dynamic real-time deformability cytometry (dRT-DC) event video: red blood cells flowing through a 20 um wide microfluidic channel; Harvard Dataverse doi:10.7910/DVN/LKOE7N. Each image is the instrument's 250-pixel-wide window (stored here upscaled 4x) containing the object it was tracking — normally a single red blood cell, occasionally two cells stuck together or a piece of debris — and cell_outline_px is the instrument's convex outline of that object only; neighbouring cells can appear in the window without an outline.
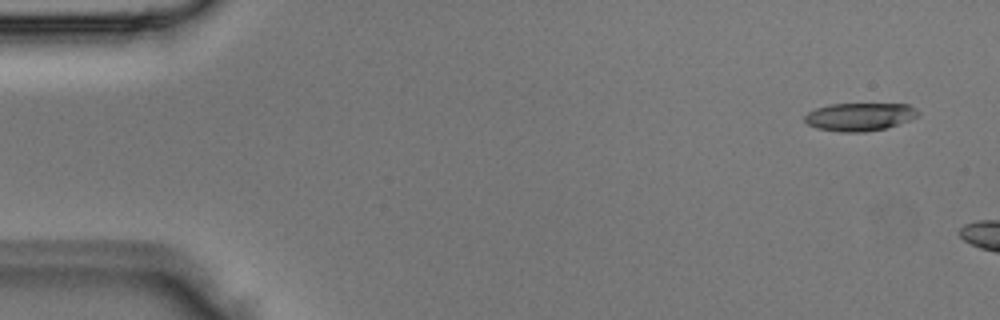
{"species": "Egyptian fruit bat (a non-hibernating species)", "species_latin": "Rousettus aegyptiacus", "temperature_condition": "room temperature", "stored_images_in_passage": 3, "camera_frame_rate_fps": 3000, "um_per_image_px": 0.085, "animal": {"sex": "male"}, "frame": {"image": 1, "passage_image": 1, "time_ms": 0.0, "image_size_px": [1000, 320], "cell_outline_px": [[920, 112], [916, 116], [908, 120], [884, 128], [864, 132], [840, 132], [816, 128], [808, 124], [804, 120], [804, 116], [808, 112], [816, 108], [828, 104], [908, 104], [916, 108]], "centroid_in_image_um": [73.03, 9.92], "position_along_channel_um": 12.0, "area_um2": 18.38}}